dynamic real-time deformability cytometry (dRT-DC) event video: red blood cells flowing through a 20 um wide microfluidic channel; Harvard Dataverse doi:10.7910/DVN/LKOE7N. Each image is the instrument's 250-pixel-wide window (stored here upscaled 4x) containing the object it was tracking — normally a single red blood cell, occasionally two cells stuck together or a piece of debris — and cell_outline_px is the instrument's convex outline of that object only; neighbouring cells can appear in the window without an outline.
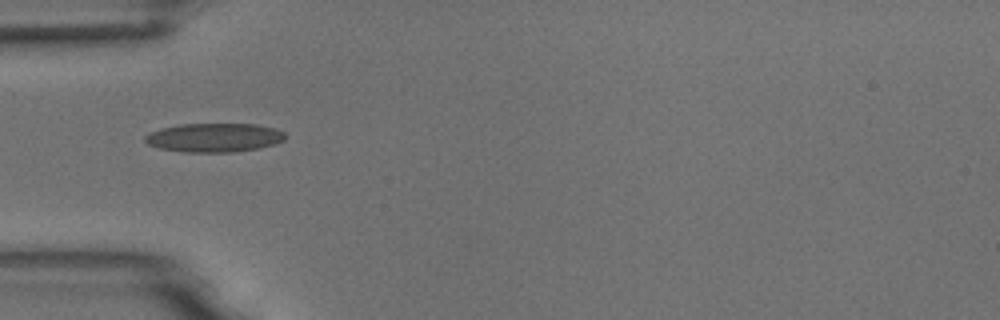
{"species": "common noctule bat (a hibernating species)", "species_latin": "Nyctalus noctula", "temperature_condition": "room temperature", "stored_images_in_passage": 2, "camera_frame_rate_fps": 3000, "um_per_image_px": 0.085, "animal": {"sex": "male", "body_mass_g": 18.8}, "frame": {"image": 1, "passage_image": 1, "time_ms": 0.0, "image_size_px": [1000, 320], "cell_outline_px": [[288, 136], [284, 140], [272, 144], [256, 148], [232, 152], [184, 152], [160, 148], [148, 144], [144, 140], [144, 136], [148, 132], [160, 128], [180, 124], [256, 124], [276, 128], [284, 132]], "centroid_in_image_um": [18.18, 11.68], "position_along_channel_um": 66.8, "area_um2": 23.64}}